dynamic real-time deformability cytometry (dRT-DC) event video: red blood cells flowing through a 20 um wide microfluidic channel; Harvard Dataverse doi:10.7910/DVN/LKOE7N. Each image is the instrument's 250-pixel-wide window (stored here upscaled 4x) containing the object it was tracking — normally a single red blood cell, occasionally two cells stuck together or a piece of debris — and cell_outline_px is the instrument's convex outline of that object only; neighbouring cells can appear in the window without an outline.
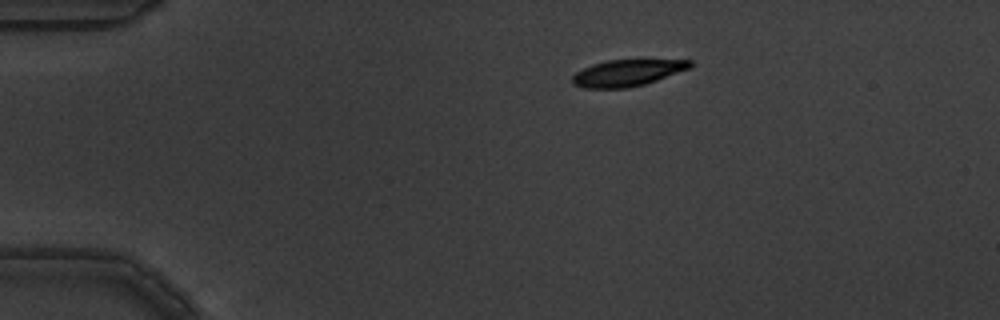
{"species": "common noctule bat (a hibernating species)", "species_latin": "Nyctalus noctula", "temperature_condition": "warm", "stored_images_in_passage": 4, "segment_of_instrument_passage": [1, 2], "camera_frame_rate_fps": 3000, "um_per_image_px": 0.085, "animal": {"sex": "male", "body_mass_g": 19.5, "forearm_length_mm": 54.6}, "frame": {"image": 1, "passage_image": 1, "time_ms": 0.0, "image_size_px": [1000, 320], "cell_outline_px": [[692, 64], [688, 68], [656, 80], [644, 84], [628, 88], [584, 88], [572, 84], [572, 76], [576, 72], [592, 64], [608, 60], [692, 60]], "centroid_in_image_um": [53.25, 6.2], "position_along_channel_um": 31.7, "area_um2": 17.92}}